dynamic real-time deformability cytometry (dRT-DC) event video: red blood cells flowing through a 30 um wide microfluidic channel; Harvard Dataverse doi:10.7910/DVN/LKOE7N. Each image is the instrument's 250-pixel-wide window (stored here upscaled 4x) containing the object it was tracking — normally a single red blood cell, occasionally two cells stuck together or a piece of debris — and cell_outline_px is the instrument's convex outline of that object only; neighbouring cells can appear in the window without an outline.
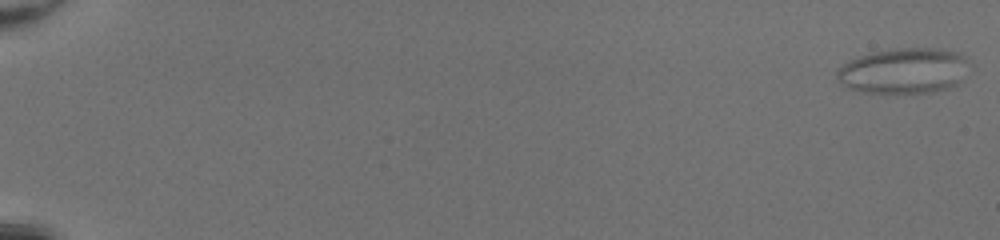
{"species": "common noctule bat (a hibernating species)", "species_latin": "Nyctalus noctula", "temperature_condition": "room temperature", "stored_images_in_passage": 51, "camera_frame_rate_fps": 3000, "um_per_image_px": 0.085, "animal": {"sex": "female", "body_mass_g": 20.0, "forearm_length_mm": 54.0}, "frame": {"image": 1, "passage_image": 1, "time_ms": 0.0, "image_size_px": [1000, 240], "cell_outline_px": [[964, 60], [960, 84], [952, 88], [932, 92], [896, 96], [860, 92], [848, 88], [836, 76], [836, 68], [848, 60], [856, 56], [872, 52], [892, 48], [940, 48], [960, 52], [964, 56]], "centroid_in_image_um": [76.74, 6.06], "position_along_channel_um": 8.3, "area_um2": 36.07}}
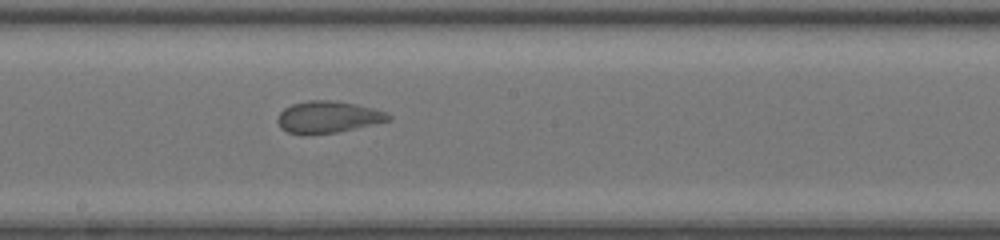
{"frame": {"image": 2, "passage_image": 31, "time_ms": 10.0, "image_size_px": [1000, 240], "cell_outline_px": [[392, 120], [356, 128], [336, 132], [304, 136], [300, 136], [288, 132], [280, 128], [276, 120], [280, 112], [284, 108], [292, 104], [308, 100], [336, 100], [356, 104], [388, 112], [392, 116]], "centroid_in_image_um": [27.86, 9.96], "position_along_channel_um": 220.3, "area_um2": 20.98}}
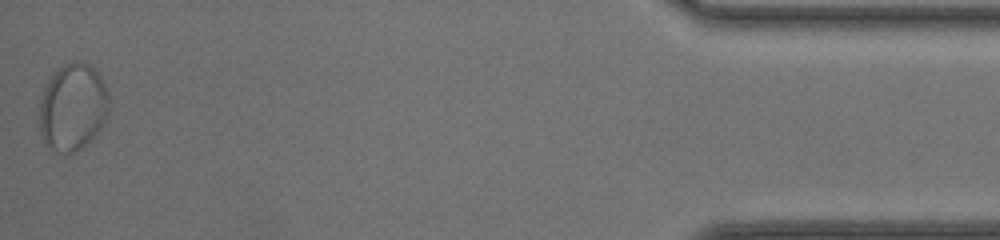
{"frame": {"image": 3, "passage_image": 51, "time_ms": 16.667, "image_size_px": [1000, 240], "cell_outline_px": [[108, 116], [100, 128], [76, 152], [64, 156], [56, 152], [44, 144], [40, 132], [40, 100], [44, 88], [48, 80], [64, 64], [76, 60], [88, 64], [100, 76], [108, 92]], "centroid_in_image_um": [6.16, 9.14], "position_along_channel_um": 429.0, "area_um2": 35.26}}